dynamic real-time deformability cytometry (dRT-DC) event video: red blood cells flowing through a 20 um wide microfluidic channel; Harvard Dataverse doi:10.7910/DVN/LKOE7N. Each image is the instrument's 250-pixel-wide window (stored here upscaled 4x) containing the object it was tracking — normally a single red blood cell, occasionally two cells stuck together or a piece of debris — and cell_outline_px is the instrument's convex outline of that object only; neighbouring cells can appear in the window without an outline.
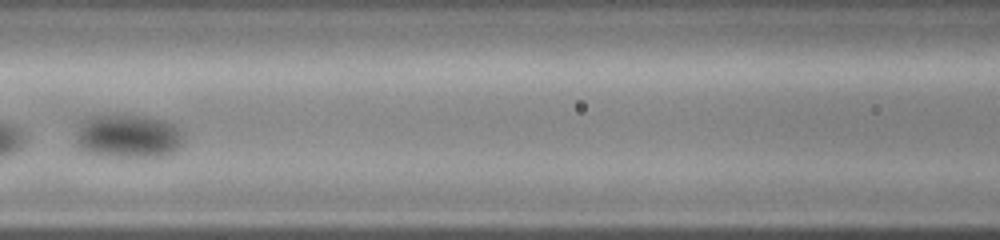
{"species": "common noctule bat (a hibernating species)", "species_latin": "Nyctalus noctula", "temperature_condition": "cold", "stored_images_in_passage": 33, "camera_frame_rate_fps": 3000, "um_per_image_px": 0.085, "animal": {"sex": "female", "body_mass_g": 19.0, "forearm_length_mm": 51.5}, "frame": {"image": 1, "passage_image": 14, "time_ms": 4.333, "image_size_px": [1000, 240], "cell_outline_px": [[184, 140], [172, 152], [164, 156], [112, 156], [88, 152], [80, 148], [76, 144], [76, 132], [80, 120], [88, 116], [124, 112], [148, 116], [164, 120], [180, 128], [184, 132]], "centroid_in_image_um": [10.87, 11.5], "position_along_channel_um": 155.7, "area_um2": 28.15}}